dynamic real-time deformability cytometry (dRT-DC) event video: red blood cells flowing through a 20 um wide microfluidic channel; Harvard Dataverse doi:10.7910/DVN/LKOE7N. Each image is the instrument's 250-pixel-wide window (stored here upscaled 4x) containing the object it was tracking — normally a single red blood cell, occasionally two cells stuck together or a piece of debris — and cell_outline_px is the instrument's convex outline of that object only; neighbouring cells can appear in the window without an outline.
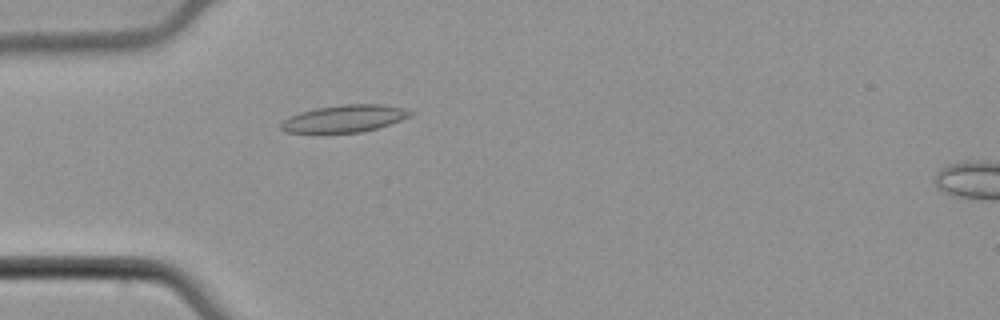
{"species": "common noctule bat (a hibernating species)", "species_latin": "Nyctalus noctula", "temperature_condition": "cold", "stored_images_in_passage": 39, "camera_frame_rate_fps": 3000, "um_per_image_px": 0.085, "animal": {"sex": "male", "body_mass_g": 21.5, "forearm_length_mm": 52.0}, "frame": {"image": 1, "passage_image": 2, "time_ms": 0.333, "image_size_px": [1000, 320], "cell_outline_px": [[412, 116], [376, 128], [360, 132], [284, 132], [280, 128], [280, 124], [288, 116], [300, 112], [316, 108], [344, 104], [384, 104], [404, 108], [412, 112]], "centroid_in_image_um": [29.27, 10.06], "position_along_channel_um": 55.7, "area_um2": 20.29}}
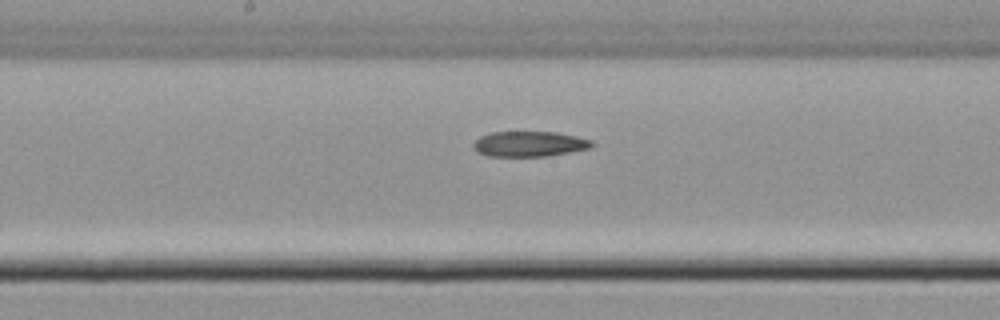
{"frame": {"image": 2, "passage_image": 14, "time_ms": 4.333, "image_size_px": [1000, 320], "cell_outline_px": [[596, 144], [592, 148], [548, 156], [488, 156], [476, 152], [472, 148], [472, 144], [480, 136], [492, 132], [556, 132], [576, 136], [592, 140]], "centroid_in_image_um": [45.01, 12.24], "position_along_channel_um": 203.2, "area_um2": 17.69}}
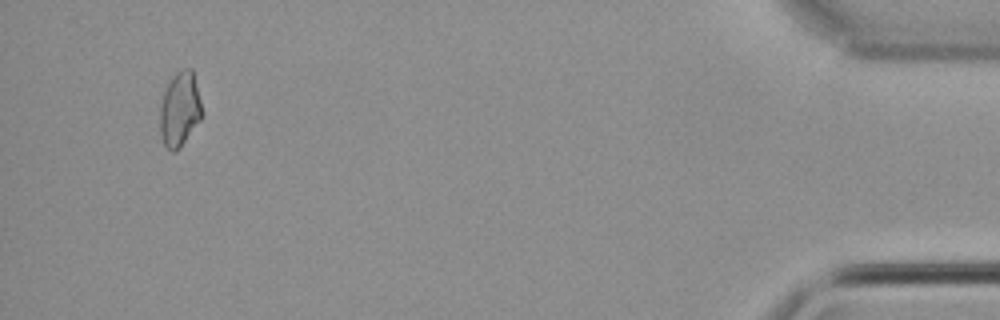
{"frame": {"image": 3, "passage_image": 37, "time_ms": 12.0, "image_size_px": [1000, 320], "cell_outline_px": [[200, 120], [180, 148], [176, 152], [172, 152], [164, 144], [160, 132], [160, 104], [164, 92], [172, 76], [176, 72], [184, 68], [192, 68], [200, 100]], "centroid_in_image_um": [15.25, 9.29], "position_along_channel_um": 419.9, "area_um2": 17.98}}